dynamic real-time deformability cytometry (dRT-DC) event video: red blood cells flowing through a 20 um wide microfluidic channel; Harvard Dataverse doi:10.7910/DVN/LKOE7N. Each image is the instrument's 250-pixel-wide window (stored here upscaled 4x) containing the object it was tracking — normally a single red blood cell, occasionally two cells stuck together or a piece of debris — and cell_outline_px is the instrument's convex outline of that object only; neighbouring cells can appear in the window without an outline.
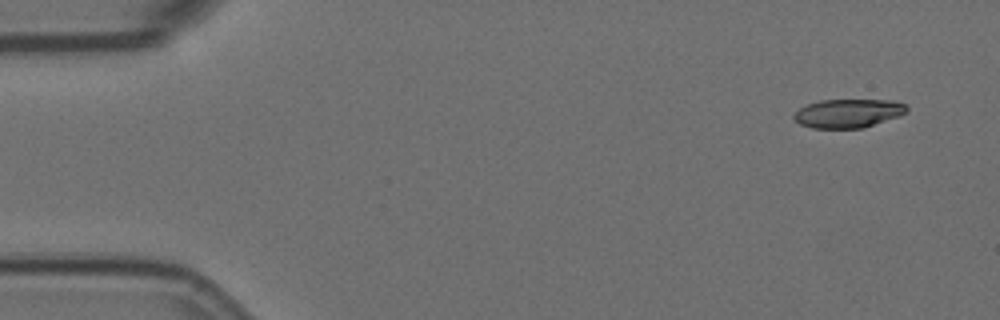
{"species": "Egyptian fruit bat (a non-hibernating species)", "species_latin": "Rousettus aegyptiacus", "temperature_condition": "room temperature", "stored_images_in_passage": 6, "camera_frame_rate_fps": 3000, "um_per_image_px": 0.085, "animal": {"sex": "female"}, "frame": {"image": 1, "passage_image": 1, "time_ms": 0.0, "image_size_px": [1000, 320], "cell_outline_px": [[908, 112], [900, 116], [864, 128], [812, 128], [800, 124], [792, 116], [800, 108], [808, 104], [820, 100], [892, 100], [904, 104], [908, 108]], "centroid_in_image_um": [72.12, 9.63], "position_along_channel_um": 12.9, "area_um2": 18.9}}
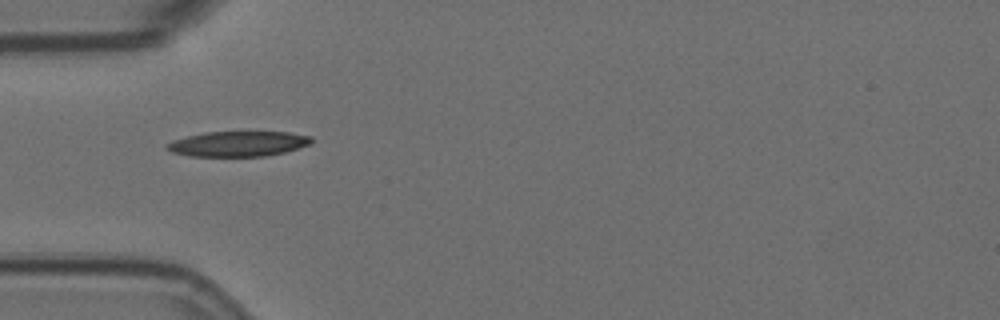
{"frame": {"image": 2, "passage_image": 5, "time_ms": 1.333, "image_size_px": [1000, 320], "cell_outline_px": [[312, 144], [284, 152], [264, 156], [188, 156], [172, 152], [164, 148], [164, 144], [172, 140], [204, 132], [288, 132], [312, 136]], "centroid_in_image_um": [20.21, 12.22], "position_along_channel_um": 64.8, "area_um2": 21.33}}
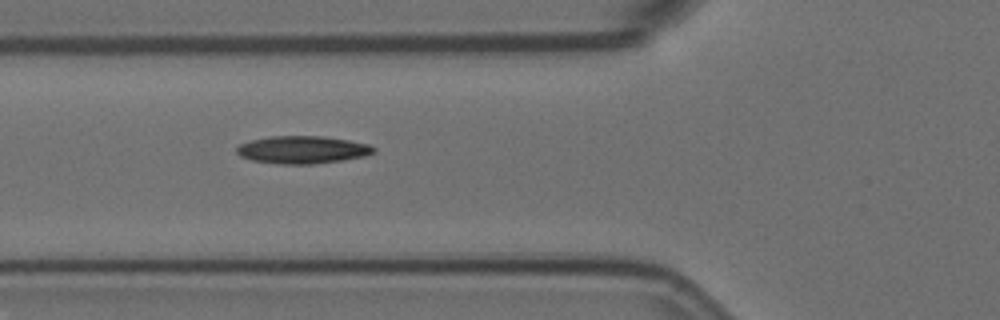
{"frame": {"image": 3, "passage_image": 6, "time_ms": 1.667, "image_size_px": [1000, 320], "cell_outline_px": [[376, 152], [364, 156], [340, 160], [312, 164], [280, 164], [252, 160], [240, 156], [236, 152], [236, 148], [240, 144], [252, 140], [268, 136], [320, 136], [348, 140], [368, 144], [376, 148]], "centroid_in_image_um": [25.7, 12.72], "position_along_channel_um": 100.1, "area_um2": 21.91}}